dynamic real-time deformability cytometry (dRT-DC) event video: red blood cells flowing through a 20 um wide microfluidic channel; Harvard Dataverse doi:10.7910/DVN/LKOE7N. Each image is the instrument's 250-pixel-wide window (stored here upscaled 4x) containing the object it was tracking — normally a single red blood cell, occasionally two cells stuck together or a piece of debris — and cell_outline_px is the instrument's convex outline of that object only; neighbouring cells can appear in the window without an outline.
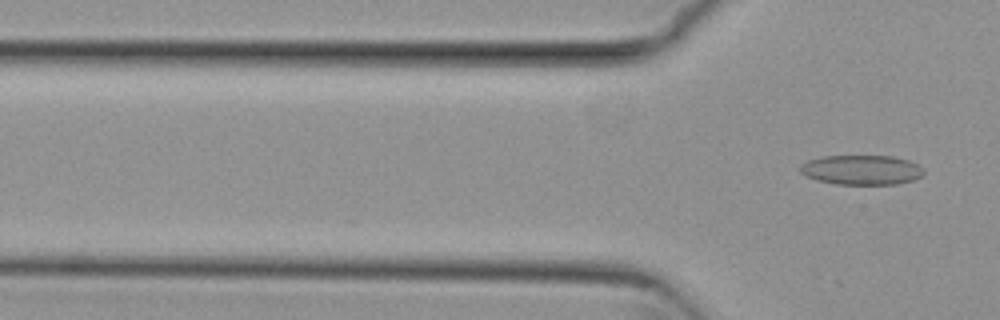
{"species": "common noctule bat (a hibernating species)", "species_latin": "Nyctalus noctula", "temperature_condition": "cold", "stored_images_in_passage": 15, "camera_frame_rate_fps": 3000, "um_per_image_px": 0.085, "animal": {"sex": "female", "body_mass_g": 29.2, "forearm_length_mm": 56.3}, "frame": {"image": 1, "passage_image": 15, "time_ms": 4.667, "image_size_px": [1000, 320], "cell_outline_px": [[924, 172], [920, 176], [912, 180], [896, 184], [836, 184], [816, 180], [804, 176], [800, 172], [800, 164], [808, 160], [820, 156], [892, 156], [908, 160], [924, 168]], "centroid_in_image_um": [73.18, 14.44], "position_along_channel_um": 52.6, "area_um2": 21.44}}